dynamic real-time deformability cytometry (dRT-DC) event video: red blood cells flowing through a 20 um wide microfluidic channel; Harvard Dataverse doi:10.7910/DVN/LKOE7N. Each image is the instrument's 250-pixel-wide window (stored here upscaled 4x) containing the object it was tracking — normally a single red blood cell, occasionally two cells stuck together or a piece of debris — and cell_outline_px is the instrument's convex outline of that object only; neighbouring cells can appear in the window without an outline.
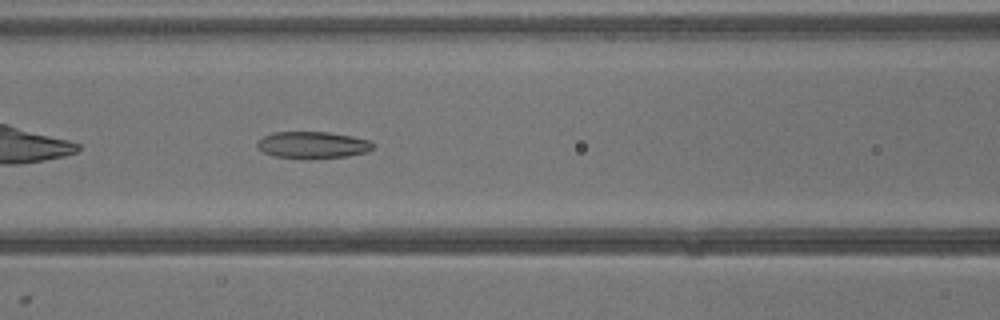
{"species": "common noctule bat (a hibernating species)", "species_latin": "Nyctalus noctula", "temperature_condition": "warm", "stored_images_in_passage": 25, "camera_frame_rate_fps": 3000, "um_per_image_px": 0.085, "animal": {"sex": "male", "body_mass_g": 13.3}, "frame": {"image": 1, "passage_image": 5, "time_ms": 1.333, "image_size_px": [1000, 320], "cell_outline_px": [[376, 148], [368, 152], [348, 156], [272, 156], [256, 148], [256, 144], [264, 136], [272, 132], [328, 132], [352, 136], [372, 140], [376, 144]], "centroid_in_image_um": [26.65, 12.28], "position_along_channel_um": 139.9, "area_um2": 17.63}}
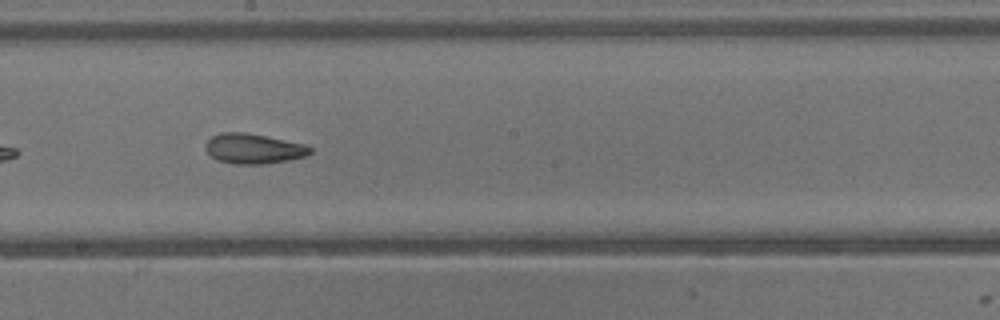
{"frame": {"image": 2, "passage_image": 10, "time_ms": 3.0, "image_size_px": [1000, 320], "cell_outline_px": [[312, 152], [308, 156], [288, 160], [264, 164], [232, 164], [216, 160], [204, 148], [204, 144], [212, 136], [220, 132], [244, 132], [308, 144], [312, 148]], "centroid_in_image_um": [21.57, 12.64], "position_along_channel_um": 226.6, "area_um2": 18.61}}
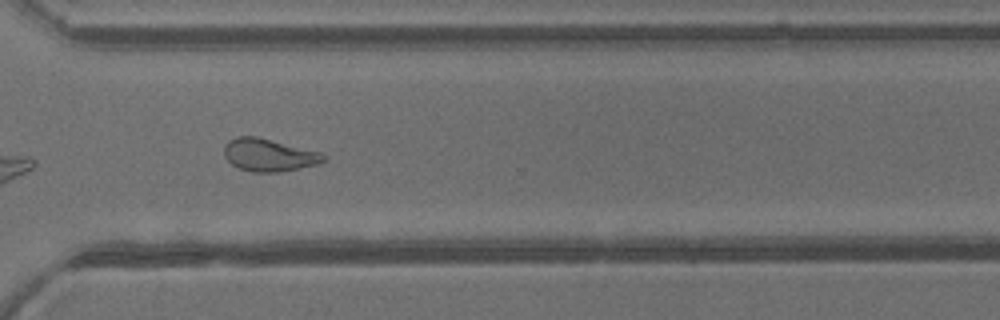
{"frame": {"image": 3, "passage_image": 17, "time_ms": 5.333, "image_size_px": [1000, 320], "cell_outline_px": [[324, 160], [316, 164], [276, 172], [252, 172], [240, 168], [232, 164], [224, 156], [224, 144], [228, 140], [236, 136], [256, 136], [320, 152], [324, 156]], "centroid_in_image_um": [22.78, 13.16], "position_along_channel_um": 347.8, "area_um2": 18.55}}